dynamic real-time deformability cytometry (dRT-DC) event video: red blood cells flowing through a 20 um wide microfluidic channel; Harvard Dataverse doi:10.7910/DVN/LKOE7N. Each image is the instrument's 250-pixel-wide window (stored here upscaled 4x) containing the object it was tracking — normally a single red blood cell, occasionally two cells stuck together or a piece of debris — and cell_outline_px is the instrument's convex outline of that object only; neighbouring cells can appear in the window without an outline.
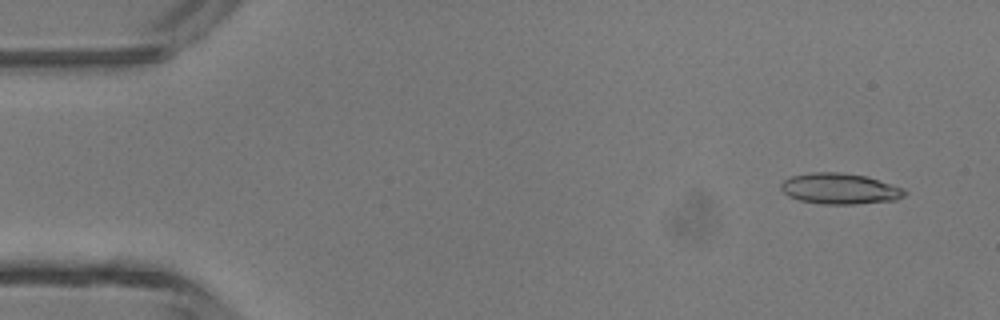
{"species": "common noctule bat (a hibernating species)", "species_latin": "Nyctalus noctula", "temperature_condition": "room temperature", "stored_images_in_passage": 46, "camera_frame_rate_fps": 3000, "um_per_image_px": 0.085, "animal": {"sex": "male", "body_mass_g": 13.3}, "frame": {"image": 1, "passage_image": 3, "time_ms": 0.667, "image_size_px": [1000, 320], "cell_outline_px": [[908, 192], [904, 196], [896, 200], [856, 204], [820, 204], [800, 200], [788, 196], [780, 188], [780, 184], [784, 180], [792, 176], [812, 172], [840, 172], [868, 176], [904, 188]], "centroid_in_image_um": [71.41, 16.04], "position_along_channel_um": 13.6, "area_um2": 22.43}}
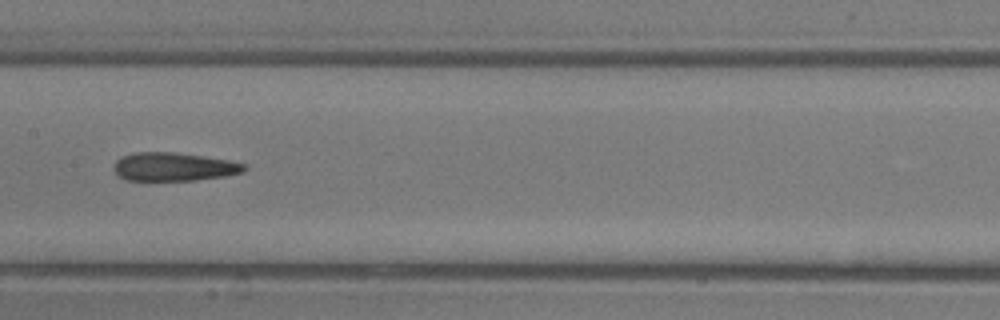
{"frame": {"image": 2, "passage_image": 23, "time_ms": 7.333, "image_size_px": [1000, 320], "cell_outline_px": [[248, 168], [244, 172], [228, 176], [196, 180], [124, 180], [112, 168], [116, 160], [120, 156], [136, 152], [172, 152], [228, 160], [248, 164]], "centroid_in_image_um": [14.8, 14.18], "position_along_channel_um": 192.6, "area_um2": 21.73}}
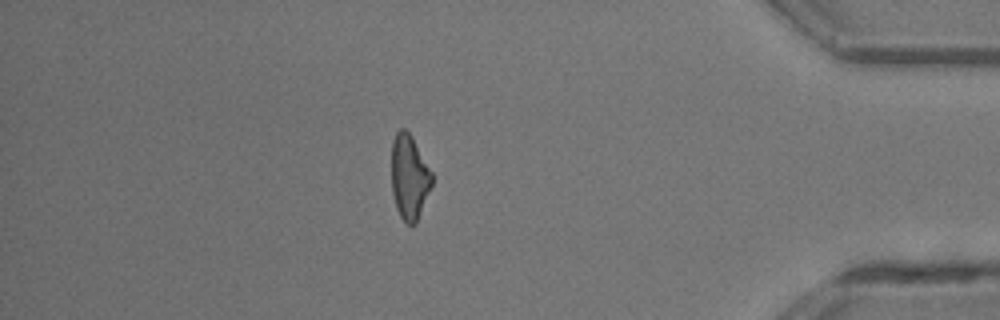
{"frame": {"image": 3, "passage_image": 40, "time_ms": 13.0, "image_size_px": [1000, 320], "cell_outline_px": [[432, 184], [416, 224], [408, 224], [400, 216], [396, 208], [392, 192], [392, 140], [396, 132], [400, 128], [404, 128], [412, 136], [432, 172]], "centroid_in_image_um": [34.79, 15.03], "position_along_channel_um": 400.4, "area_um2": 19.88}, "authors_computed_cell_mechanics": {"area_um2": 21.386, "velocity_mm_per_s": 4.4008, "shape_relaxation_time_tau1_ms": null, "shape_relaxation_time_tau2_ms": 5.8729, "deformation_change_tau1": null, "deformation_change_tau2": 0.2222}}